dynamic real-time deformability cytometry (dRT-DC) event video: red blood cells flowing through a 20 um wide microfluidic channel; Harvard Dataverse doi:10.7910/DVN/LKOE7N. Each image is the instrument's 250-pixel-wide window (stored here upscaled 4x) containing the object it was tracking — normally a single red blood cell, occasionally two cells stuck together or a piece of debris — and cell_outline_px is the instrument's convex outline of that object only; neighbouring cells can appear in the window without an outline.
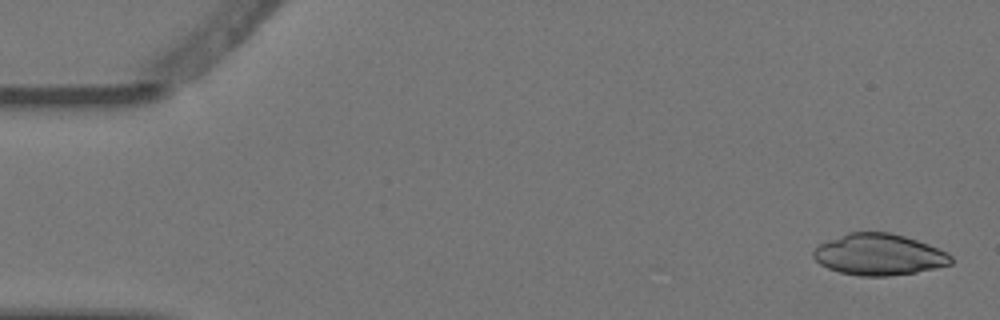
{"species": "Egyptian fruit bat (a non-hibernating species)", "species_latin": "Rousettus aegyptiacus", "temperature_condition": "warm", "stored_images_in_passage": 5, "camera_frame_rate_fps": 3000, "um_per_image_px": 0.085, "animal": {"sex": "female"}, "frame": {"image": 1, "passage_image": 1, "time_ms": 0.0, "image_size_px": [1000, 320], "cell_outline_px": [[952, 264], [936, 268], [916, 272], [888, 276], [860, 276], [840, 272], [828, 268], [820, 264], [812, 256], [812, 252], [820, 244], [828, 240], [848, 232], [888, 232], [904, 236], [928, 244], [948, 252], [952, 256]], "centroid_in_image_um": [74.72, 21.64], "position_along_channel_um": 10.3, "area_um2": 33.12}}